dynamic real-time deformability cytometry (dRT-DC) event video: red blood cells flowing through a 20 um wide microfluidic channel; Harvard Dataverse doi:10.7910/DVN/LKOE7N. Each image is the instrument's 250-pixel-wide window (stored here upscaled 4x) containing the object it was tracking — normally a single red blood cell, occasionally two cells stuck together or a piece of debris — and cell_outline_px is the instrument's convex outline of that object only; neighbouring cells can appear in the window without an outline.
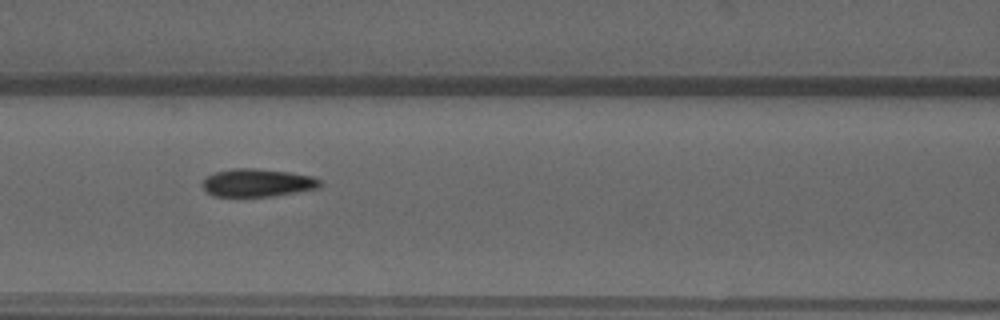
{"species": "common noctule bat (a hibernating species)", "species_latin": "Nyctalus noctula", "temperature_condition": "warm", "stored_images_in_passage": 40, "camera_frame_rate_fps": 3000, "um_per_image_px": 0.085, "animal": {"sex": "male", "forearm_length_mm": 52.5}, "frame": {"image": 1, "passage_image": 8, "time_ms": 2.333, "image_size_px": [1000, 320], "cell_outline_px": [[320, 188], [272, 196], [216, 196], [208, 192], [200, 184], [208, 176], [216, 172], [232, 168], [256, 168], [288, 172], [312, 176], [320, 180]], "centroid_in_image_um": [21.89, 15.53], "position_along_channel_um": 144.7, "area_um2": 18.96}}
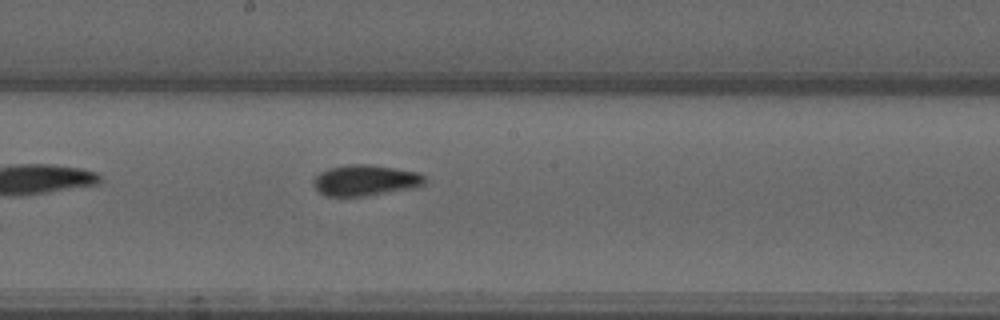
{"frame": {"image": 2, "passage_image": 14, "time_ms": 4.333, "image_size_px": [1000, 320], "cell_outline_px": [[428, 180], [424, 184], [416, 188], [364, 196], [328, 196], [320, 192], [316, 188], [316, 176], [320, 172], [328, 168], [348, 164], [372, 164], [420, 172]], "centroid_in_image_um": [31.15, 15.31], "position_along_channel_um": 217.1, "area_um2": 20.11}}
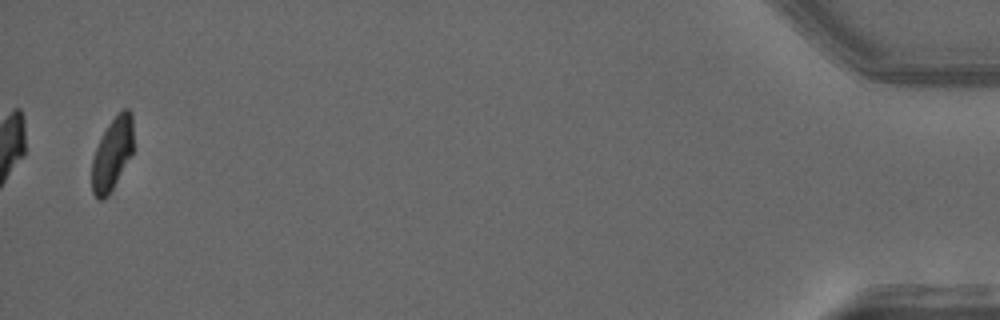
{"frame": {"image": 3, "passage_image": 39, "time_ms": 12.667, "image_size_px": [1000, 320], "cell_outline_px": [[132, 152], [108, 196], [104, 200], [96, 200], [92, 192], [92, 160], [96, 148], [108, 124], [124, 108], [128, 108], [132, 112]], "centroid_in_image_um": [9.52, 13.11], "position_along_channel_um": 425.7, "area_um2": 17.17}, "authors_computed_cell_mechanics": {"area_um2": 19.3919, "velocity_mm_per_s": 3.6303, "shape_relaxation_time_tau1_ms": null, "shape_relaxation_time_tau2_ms": 1.6929, "deformation_change_tau1": null, "deformation_change_tau2": 0.0459}}